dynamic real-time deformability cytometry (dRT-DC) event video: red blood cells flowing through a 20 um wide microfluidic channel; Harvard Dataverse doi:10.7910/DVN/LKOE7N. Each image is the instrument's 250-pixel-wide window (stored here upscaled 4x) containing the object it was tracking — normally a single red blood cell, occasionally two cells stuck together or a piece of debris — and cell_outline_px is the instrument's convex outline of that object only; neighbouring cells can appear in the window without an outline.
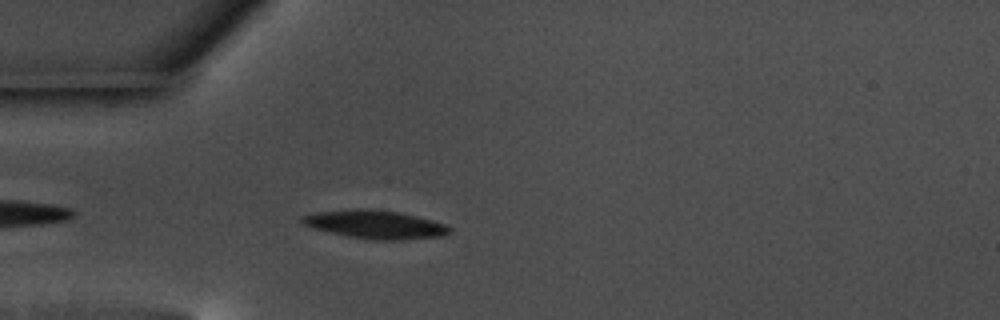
{"species": "common noctule bat (a hibernating species)", "species_latin": "Nyctalus noctula", "temperature_condition": "warm", "stored_images_in_passage": 45, "camera_frame_rate_fps": 3000, "um_per_image_px": 0.085, "animal": {"sex": "male", "body_mass_g": 17.5, "forearm_length_mm": 52.3}, "frame": {"image": 1, "passage_image": 3, "time_ms": 0.667, "image_size_px": [1000, 320], "cell_outline_px": [[452, 232], [440, 236], [404, 240], [372, 240], [348, 236], [316, 228], [304, 224], [300, 220], [300, 216], [320, 212], [356, 208], [368, 208], [400, 212], [432, 220], [444, 224], [452, 228]], "centroid_in_image_um": [31.94, 19.07], "position_along_channel_um": 53.1, "area_um2": 24.22}}
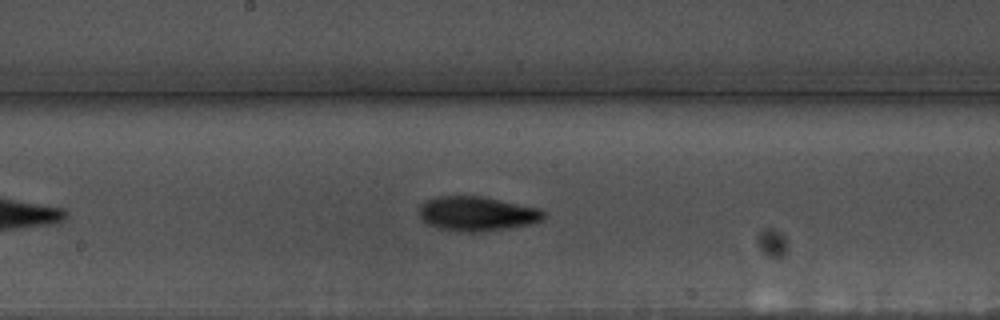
{"frame": {"image": 2, "passage_image": 17, "time_ms": 5.333, "image_size_px": [1000, 320], "cell_outline_px": [[548, 216], [544, 220], [532, 224], [508, 228], [480, 232], [460, 232], [436, 228], [428, 224], [420, 216], [420, 204], [436, 196], [480, 196], [536, 208], [544, 212]], "centroid_in_image_um": [40.55, 18.18], "position_along_channel_um": 207.7, "area_um2": 24.97}}
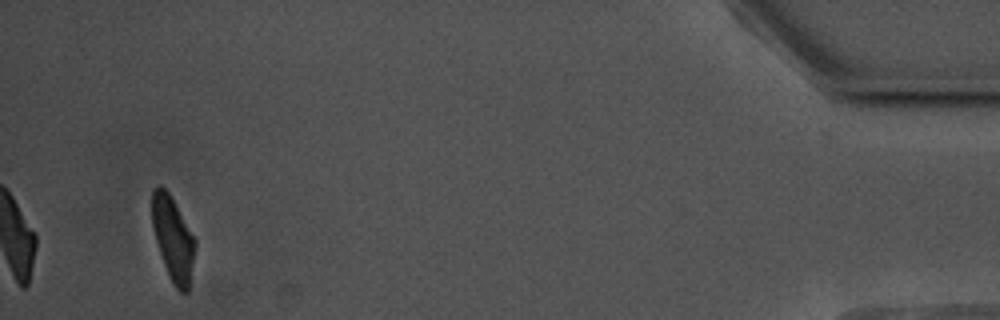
{"frame": {"image": 3, "passage_image": 42, "time_ms": 13.667, "image_size_px": [1000, 320], "cell_outline_px": [[196, 244], [188, 292], [180, 292], [172, 284], [168, 276], [156, 240], [152, 224], [152, 188], [156, 184], [160, 184], [168, 192], [196, 240]], "centroid_in_image_um": [14.69, 20.29], "position_along_channel_um": 420.5, "area_um2": 20.92}, "authors_computed_cell_mechanics": {"area_um2": 23.0044, "velocity_mm_per_s": 3.4997, "shape_relaxation_time_tau1_ms": 3.0866, "shape_relaxation_time_tau2_ms": null, "deformation_change_tau1": 0.1341, "deformation_change_tau2": null}}